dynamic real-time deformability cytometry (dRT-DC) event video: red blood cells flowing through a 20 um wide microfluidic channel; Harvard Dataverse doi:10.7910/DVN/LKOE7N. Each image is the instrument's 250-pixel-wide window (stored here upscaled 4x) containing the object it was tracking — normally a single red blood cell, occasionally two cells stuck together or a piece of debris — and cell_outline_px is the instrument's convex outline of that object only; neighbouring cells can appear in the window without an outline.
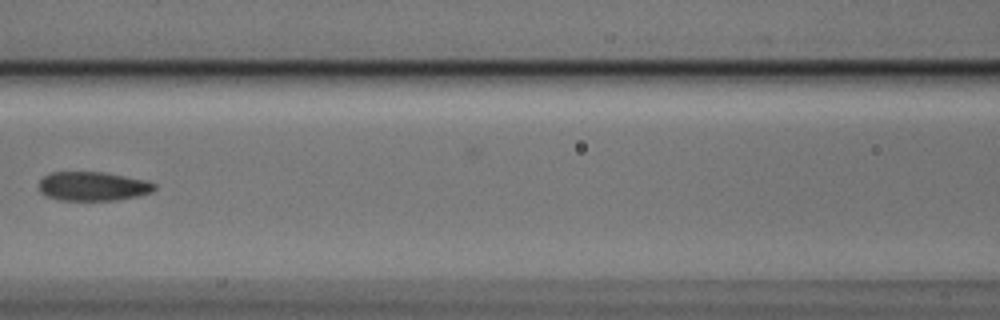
{"species": "Egyptian fruit bat (a non-hibernating species)", "species_latin": "Rousettus aegyptiacus", "temperature_condition": "cold", "stored_images_in_passage": 7, "camera_frame_rate_fps": 3000, "um_per_image_px": 0.085, "animal": {"sex": "male"}, "frame": {"image": 1, "passage_image": 7, "time_ms": 2.0, "image_size_px": [1000, 320], "cell_outline_px": [[156, 188], [152, 192], [136, 196], [116, 200], [60, 200], [44, 196], [40, 192], [40, 180], [48, 172], [104, 172], [148, 180], [156, 184]], "centroid_in_image_um": [7.9, 15.83], "position_along_channel_um": 158.7, "area_um2": 19.71}}